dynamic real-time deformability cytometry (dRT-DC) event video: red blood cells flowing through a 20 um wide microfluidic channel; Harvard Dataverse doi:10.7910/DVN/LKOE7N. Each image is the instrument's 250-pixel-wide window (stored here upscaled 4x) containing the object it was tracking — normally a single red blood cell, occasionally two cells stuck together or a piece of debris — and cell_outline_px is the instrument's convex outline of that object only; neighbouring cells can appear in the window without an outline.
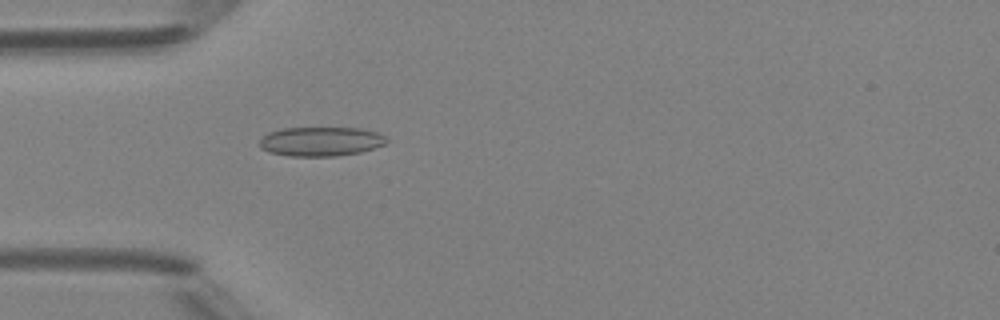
{"species": "Egyptian fruit bat (a non-hibernating species)", "species_latin": "Rousettus aegyptiacus", "temperature_condition": "room temperature", "stored_images_in_passage": 49, "camera_frame_rate_fps": 3000, "um_per_image_px": 0.085, "animal": {"sex": "female"}, "frame": {"image": 1, "passage_image": 15, "time_ms": 4.667, "image_size_px": [1000, 320], "cell_outline_px": [[388, 140], [384, 144], [360, 152], [336, 156], [288, 156], [268, 152], [260, 148], [260, 140], [268, 132], [280, 128], [360, 128], [376, 132], [384, 136]], "centroid_in_image_um": [27.22, 12.02], "position_along_channel_um": 57.8, "area_um2": 21.62}}
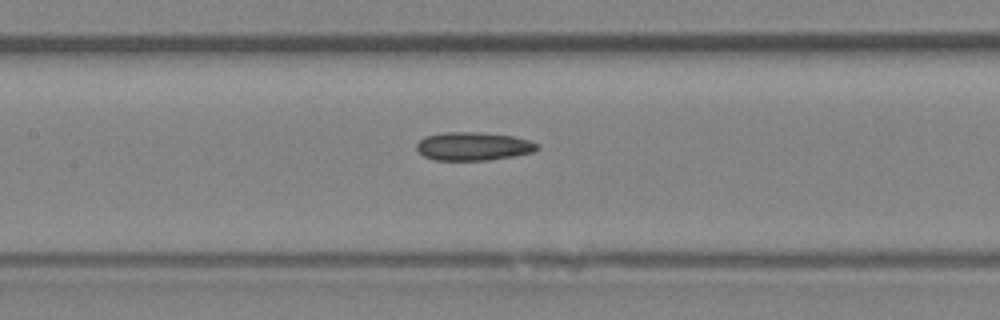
{"frame": {"image": 2, "passage_image": 23, "time_ms": 7.333, "image_size_px": [1000, 320], "cell_outline_px": [[540, 148], [532, 152], [512, 156], [488, 160], [432, 160], [424, 156], [416, 148], [416, 144], [424, 136], [444, 132], [472, 132], [512, 136], [528, 140], [540, 144]], "centroid_in_image_um": [40.21, 12.43], "position_along_channel_um": 167.2, "area_um2": 19.83}}
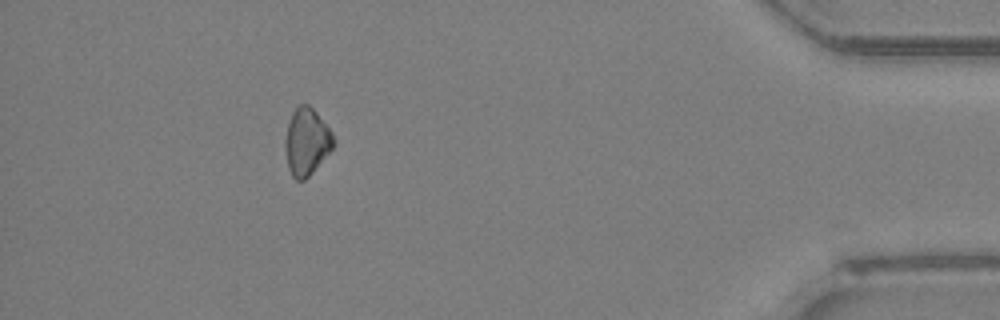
{"frame": {"image": 3, "passage_image": 44, "time_ms": 14.333, "image_size_px": [1000, 320], "cell_outline_px": [[336, 140], [332, 148], [308, 176], [304, 180], [296, 180], [292, 176], [288, 168], [284, 148], [284, 140], [288, 124], [292, 112], [300, 104], [308, 104], [316, 112], [332, 132]], "centroid_in_image_um": [26.04, 12.03], "position_along_channel_um": 409.2, "area_um2": 18.73}}